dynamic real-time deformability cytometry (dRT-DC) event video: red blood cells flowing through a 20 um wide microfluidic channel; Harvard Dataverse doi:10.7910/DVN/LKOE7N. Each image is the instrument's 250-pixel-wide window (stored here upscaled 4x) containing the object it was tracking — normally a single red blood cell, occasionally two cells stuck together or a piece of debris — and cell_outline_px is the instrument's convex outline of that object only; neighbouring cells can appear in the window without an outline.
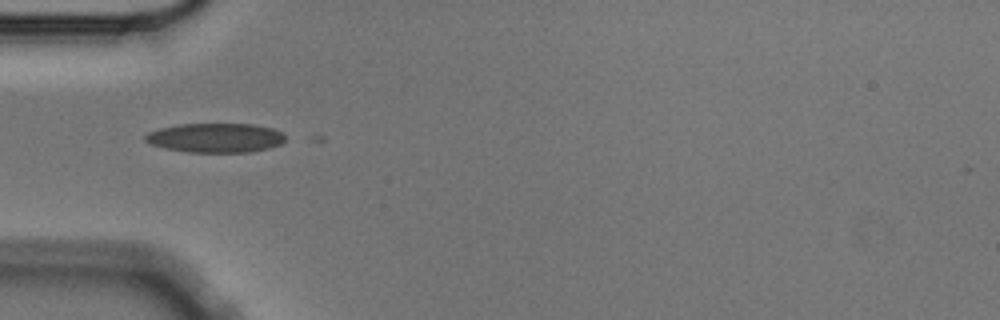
{"species": "Egyptian fruit bat (a non-hibernating species)", "species_latin": "Rousettus aegyptiacus", "temperature_condition": "cold", "stored_images_in_passage": 4, "camera_frame_rate_fps": 3000, "um_per_image_px": 0.085, "animal": {"sex": "male"}, "frame": {"image": 1, "passage_image": 2, "time_ms": 0.333, "image_size_px": [1000, 320], "cell_outline_px": [[284, 140], [280, 144], [268, 148], [248, 152], [188, 152], [164, 148], [152, 144], [144, 140], [144, 136], [148, 132], [160, 128], [180, 124], [252, 124], [272, 128], [280, 132], [284, 136]], "centroid_in_image_um": [18.28, 11.71], "position_along_channel_um": 66.7, "area_um2": 23.76}}
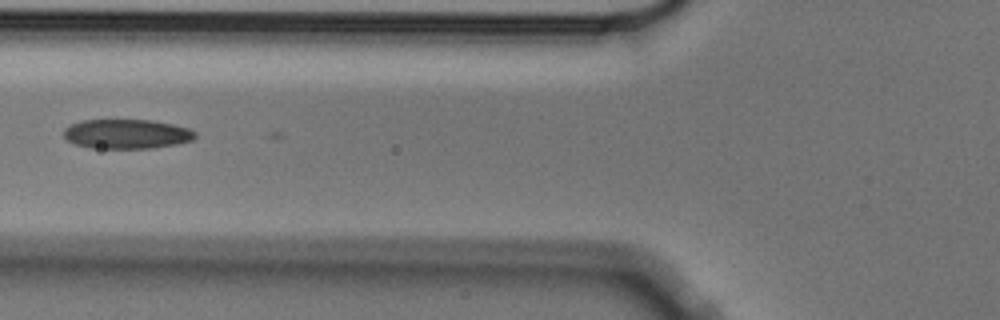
{"frame": {"image": 2, "passage_image": 3, "time_ms": 0.667, "image_size_px": [1000, 320], "cell_outline_px": [[196, 136], [192, 140], [176, 144], [152, 148], [92, 148], [76, 144], [68, 140], [64, 136], [64, 128], [80, 120], [148, 120], [172, 124], [188, 128], [196, 132]], "centroid_in_image_um": [10.77, 11.38], "position_along_channel_um": 115.0, "area_um2": 22.43}}
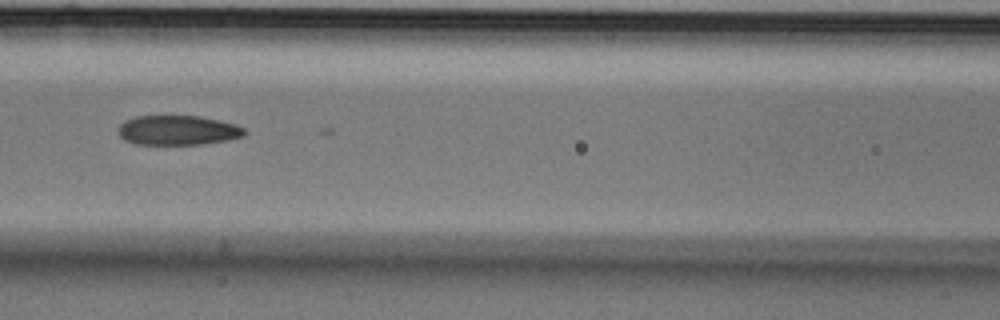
{"frame": {"image": 3, "passage_image": 4, "time_ms": 1.0, "image_size_px": [1000, 320], "cell_outline_px": [[248, 132], [244, 136], [228, 140], [204, 144], [136, 144], [124, 140], [120, 136], [120, 124], [136, 116], [200, 116], [236, 124], [244, 128]], "centroid_in_image_um": [15.18, 11.08], "position_along_channel_um": 151.4, "area_um2": 21.73}}